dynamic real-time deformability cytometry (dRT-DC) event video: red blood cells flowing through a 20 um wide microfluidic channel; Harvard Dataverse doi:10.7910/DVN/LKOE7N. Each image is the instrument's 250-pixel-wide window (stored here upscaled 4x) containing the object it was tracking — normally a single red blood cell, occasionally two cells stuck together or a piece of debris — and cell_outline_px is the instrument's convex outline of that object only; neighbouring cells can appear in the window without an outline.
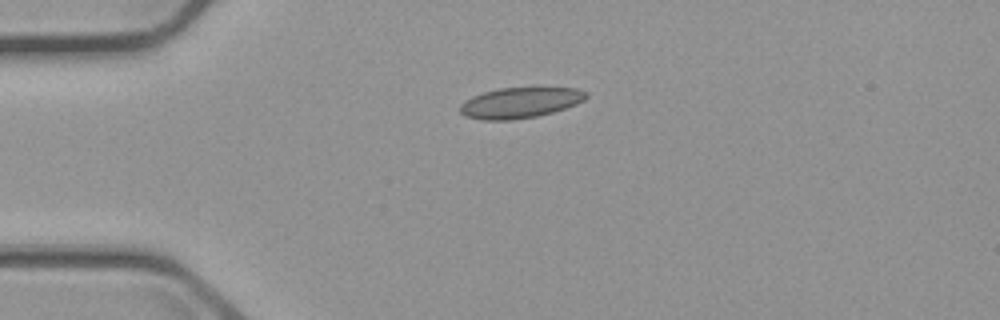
{"species": "common noctule bat (a hibernating species)", "species_latin": "Nyctalus noctula", "temperature_condition": "cold", "stored_images_in_passage": 4, "camera_frame_rate_fps": 3000, "um_per_image_px": 0.085, "animal": {"sex": "male", "body_mass_g": 23.1, "forearm_length_mm": 52.7}, "frame": {"image": 1, "passage_image": 4, "time_ms": 3.667, "image_size_px": [1000, 320], "cell_outline_px": [[588, 96], [584, 100], [576, 104], [552, 112], [536, 116], [512, 120], [480, 120], [464, 116], [460, 112], [460, 104], [464, 100], [472, 96], [484, 92], [500, 88], [576, 88], [588, 92]], "centroid_in_image_um": [44.17, 8.73], "position_along_channel_um": 40.8, "area_um2": 22.48}}